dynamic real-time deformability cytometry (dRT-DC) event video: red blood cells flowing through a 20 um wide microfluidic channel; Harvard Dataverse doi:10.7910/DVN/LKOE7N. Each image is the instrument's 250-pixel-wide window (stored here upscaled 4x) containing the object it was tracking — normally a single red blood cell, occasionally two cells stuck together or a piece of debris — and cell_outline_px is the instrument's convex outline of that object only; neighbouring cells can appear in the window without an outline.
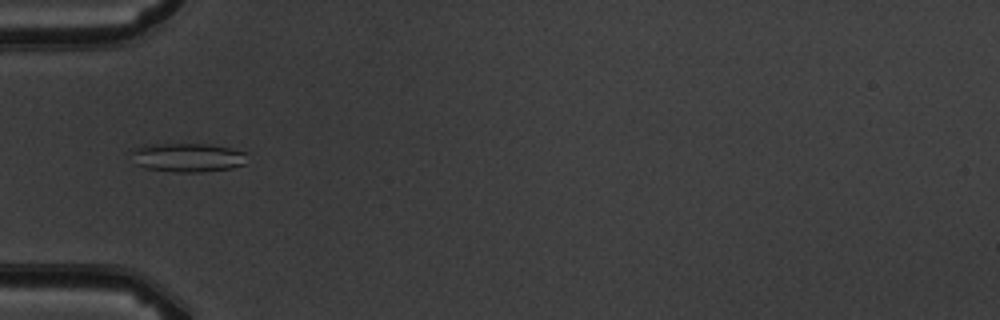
{"species": "common noctule bat (a hibernating species)", "species_latin": "Nyctalus noctula", "temperature_condition": "warm", "stored_images_in_passage": 5, "camera_frame_rate_fps": 3000, "um_per_image_px": 0.085, "animal": {"sex": "male", "body_mass_g": 19.5, "forearm_length_mm": 54.6}, "frame": {"image": 1, "passage_image": 5, "time_ms": 5.333, "image_size_px": [1000, 320], "cell_outline_px": [[248, 152], [244, 164], [232, 168], [200, 172], [176, 172], [144, 168], [136, 164], [128, 152], [132, 148], [144, 144], [208, 144], [232, 148]], "centroid_in_image_um": [15.91, 13.37], "position_along_channel_um": 69.1, "area_um2": 19.88}}